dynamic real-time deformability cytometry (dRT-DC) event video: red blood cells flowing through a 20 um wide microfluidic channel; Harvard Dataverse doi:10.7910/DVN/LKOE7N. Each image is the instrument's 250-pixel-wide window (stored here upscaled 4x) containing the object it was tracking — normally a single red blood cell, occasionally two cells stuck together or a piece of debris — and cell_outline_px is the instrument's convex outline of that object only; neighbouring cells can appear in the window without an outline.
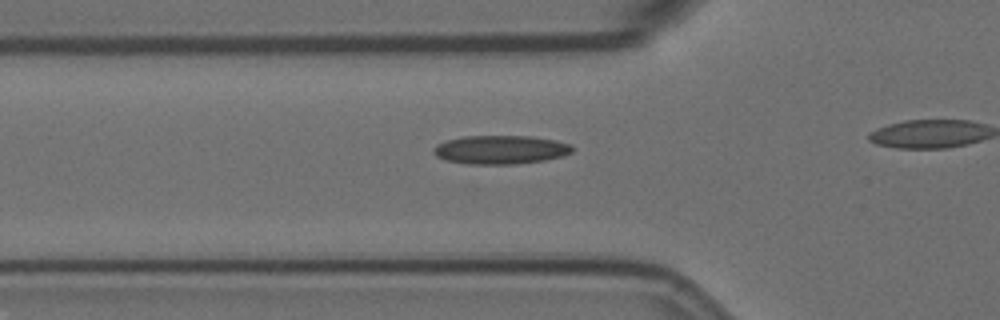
{"species": "Egyptian fruit bat (a non-hibernating species)", "species_latin": "Rousettus aegyptiacus", "temperature_condition": "room temperature", "stored_images_in_passage": 17, "camera_frame_rate_fps": 3000, "um_per_image_px": 0.085, "animal": {"sex": "female"}, "frame": {"image": 1, "passage_image": 12, "time_ms": 3.667, "image_size_px": [1000, 320], "cell_outline_px": [[576, 148], [572, 152], [564, 156], [544, 160], [516, 164], [468, 164], [444, 160], [436, 156], [432, 152], [432, 148], [436, 144], [460, 136], [532, 136], [556, 140], [572, 144]], "centroid_in_image_um": [42.56, 12.72], "position_along_channel_um": 83.2, "area_um2": 23.58}}
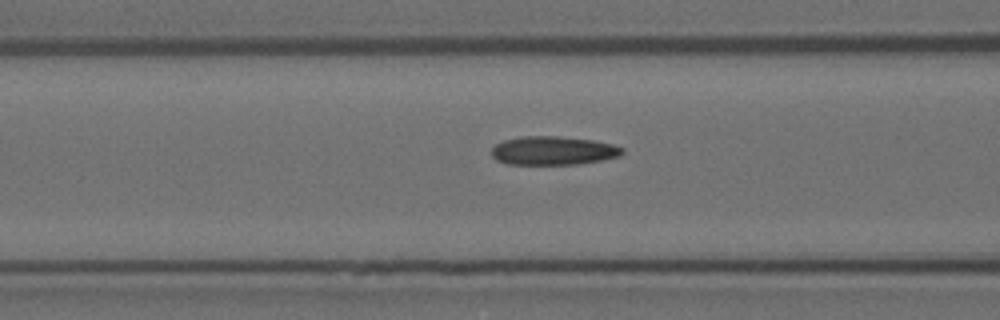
{"frame": {"image": 2, "passage_image": 15, "time_ms": 4.667, "image_size_px": [1000, 320], "cell_outline_px": [[624, 152], [620, 156], [600, 160], [576, 164], [508, 164], [496, 160], [492, 156], [492, 148], [496, 144], [504, 140], [520, 136], [560, 136], [592, 140], [612, 144], [624, 148]], "centroid_in_image_um": [47.01, 12.8], "position_along_channel_um": 119.6, "area_um2": 21.79}}